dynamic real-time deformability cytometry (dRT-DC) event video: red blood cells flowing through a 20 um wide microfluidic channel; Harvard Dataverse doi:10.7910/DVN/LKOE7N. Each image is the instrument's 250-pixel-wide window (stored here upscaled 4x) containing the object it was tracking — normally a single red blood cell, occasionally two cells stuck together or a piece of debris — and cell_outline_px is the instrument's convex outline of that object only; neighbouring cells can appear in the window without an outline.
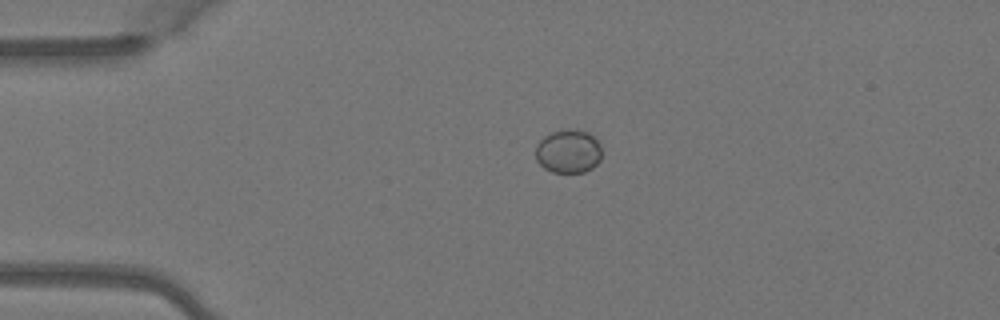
{"species": "Egyptian fruit bat (a non-hibernating species)", "species_latin": "Rousettus aegyptiacus", "temperature_condition": "warm", "stored_images_in_passage": 2, "camera_frame_rate_fps": 3000, "um_per_image_px": 0.085, "animal": {"sex": "female"}, "frame": {"image": 1, "passage_image": 1, "time_ms": 0.0, "image_size_px": [1000, 320], "cell_outline_px": [[600, 160], [592, 168], [584, 172], [552, 172], [544, 168], [536, 160], [536, 144], [544, 136], [552, 132], [588, 132], [600, 144]], "centroid_in_image_um": [48.29, 12.91], "position_along_channel_um": 36.7, "area_um2": 16.24}}